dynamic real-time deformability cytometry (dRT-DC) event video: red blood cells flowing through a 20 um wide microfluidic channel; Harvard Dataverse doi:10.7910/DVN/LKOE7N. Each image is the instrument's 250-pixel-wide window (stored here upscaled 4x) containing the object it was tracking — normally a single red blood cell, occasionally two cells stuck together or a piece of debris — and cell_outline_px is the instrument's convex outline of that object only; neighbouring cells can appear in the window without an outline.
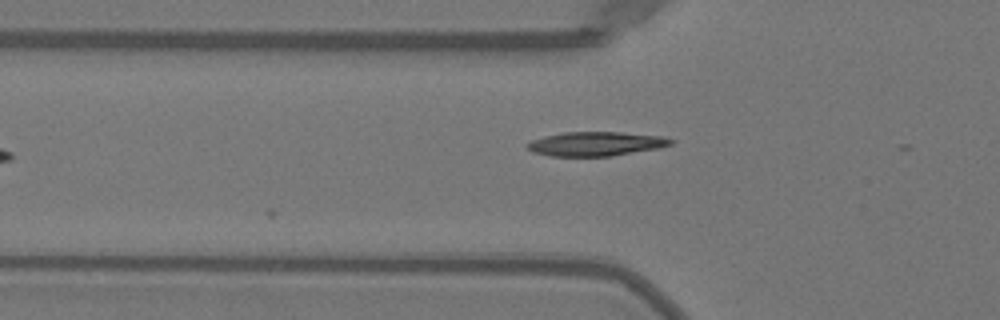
{"species": "Egyptian fruit bat (a non-hibernating species)", "species_latin": "Rousettus aegyptiacus", "temperature_condition": "warm", "stored_images_in_passage": 7, "camera_frame_rate_fps": 3000, "um_per_image_px": 0.085, "animal": {"sex": "female"}, "frame": {"image": 1, "passage_image": 4, "time_ms": 1.0, "image_size_px": [1000, 320], "cell_outline_px": [[676, 140], [672, 144], [660, 148], [612, 156], [552, 156], [532, 152], [524, 144], [532, 140], [544, 136], [564, 132], [620, 132], [660, 136]], "centroid_in_image_um": [50.65, 12.23], "position_along_channel_um": 75.1, "area_um2": 20.29}}
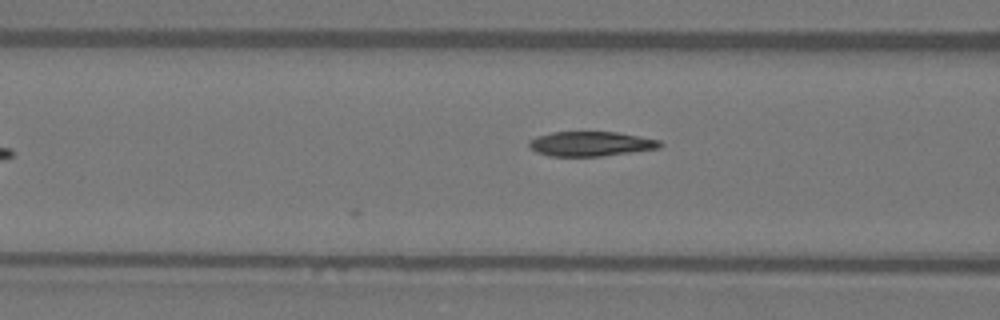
{"frame": {"image": 2, "passage_image": 7, "time_ms": 2.0, "image_size_px": [1000, 320], "cell_outline_px": [[664, 144], [660, 148], [632, 152], [600, 156], [548, 156], [536, 152], [528, 148], [528, 140], [536, 136], [552, 132], [616, 132], [640, 136], [660, 140]], "centroid_in_image_um": [50.19, 12.22], "position_along_channel_um": 116.4, "area_um2": 19.02}}